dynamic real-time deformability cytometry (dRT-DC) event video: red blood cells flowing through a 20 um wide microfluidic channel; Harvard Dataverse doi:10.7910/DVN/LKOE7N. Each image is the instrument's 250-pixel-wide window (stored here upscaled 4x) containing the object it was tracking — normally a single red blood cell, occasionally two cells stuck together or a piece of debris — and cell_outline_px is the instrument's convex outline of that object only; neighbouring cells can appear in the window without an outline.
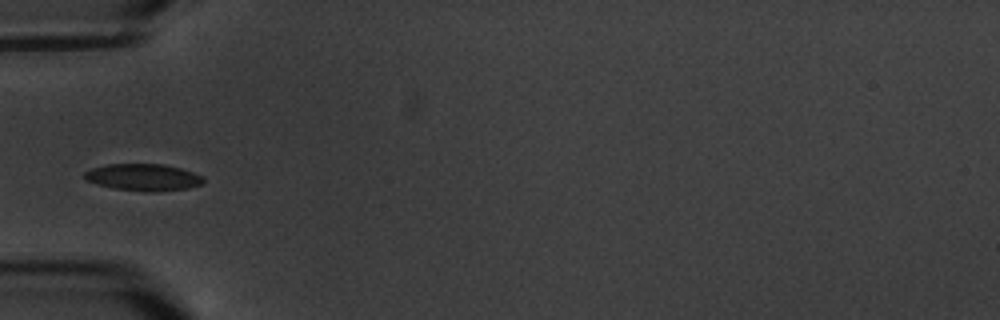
{"species": "common noctule bat (a hibernating species)", "species_latin": "Nyctalus noctula", "temperature_condition": "warm", "stored_images_in_passage": 8, "camera_frame_rate_fps": 3000, "um_per_image_px": 0.085, "animal": {"sex": "male", "body_mass_g": 20.1, "forearm_length_mm": 53.5}, "frame": {"image": 1, "passage_image": 6, "time_ms": 6.667, "image_size_px": [1000, 320], "cell_outline_px": [[204, 180], [200, 184], [188, 188], [144, 192], [112, 188], [96, 184], [84, 180], [84, 172], [92, 168], [108, 164], [164, 164], [180, 168], [204, 176]], "centroid_in_image_um": [12.14, 15.06], "position_along_channel_um": 72.9, "area_um2": 18.61}}
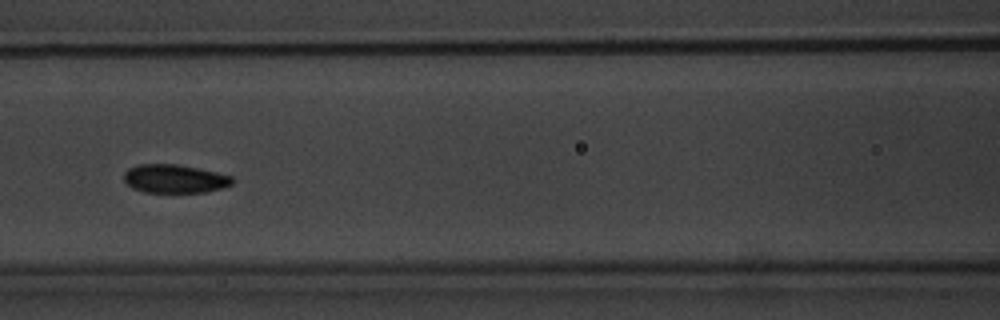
{"frame": {"image": 2, "passage_image": 8, "time_ms": 9.0, "image_size_px": [1000, 320], "cell_outline_px": [[236, 180], [232, 184], [224, 188], [208, 192], [144, 192], [132, 188], [124, 180], [124, 172], [128, 168], [136, 164], [176, 164], [216, 172], [232, 176]], "centroid_in_image_um": [14.86, 15.19], "position_along_channel_um": 151.7, "area_um2": 18.15}}